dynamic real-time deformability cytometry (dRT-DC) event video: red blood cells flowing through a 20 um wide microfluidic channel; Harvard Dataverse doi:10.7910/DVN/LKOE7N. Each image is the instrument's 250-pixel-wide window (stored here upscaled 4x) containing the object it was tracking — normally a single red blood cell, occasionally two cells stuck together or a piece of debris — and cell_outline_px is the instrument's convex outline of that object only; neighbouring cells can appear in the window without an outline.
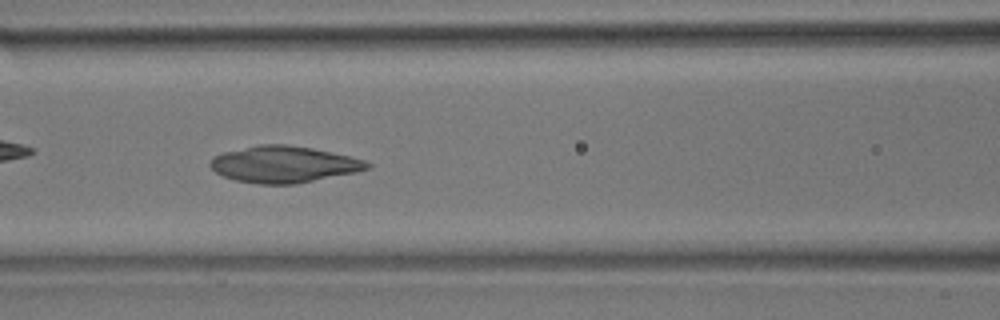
{"species": "common noctule bat (a hibernating species)", "species_latin": "Nyctalus noctula", "temperature_condition": "room temperature", "stored_images_in_passage": 50, "camera_frame_rate_fps": 3000, "um_per_image_px": 0.085, "animal": {"sex": "male", "body_mass_g": 17.9}, "frame": {"image": 1, "passage_image": 21, "time_ms": 6.667, "image_size_px": [1000, 320], "cell_outline_px": [[372, 168], [356, 172], [296, 184], [260, 184], [236, 180], [224, 176], [216, 172], [208, 164], [212, 156], [224, 152], [260, 144], [284, 144], [312, 148], [348, 156], [364, 160], [372, 164]], "centroid_in_image_um": [24.12, 13.97], "position_along_channel_um": 142.5, "area_um2": 33.29}}
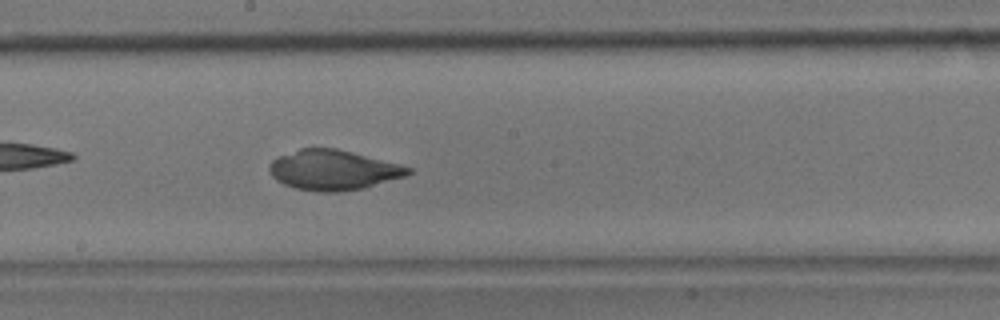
{"frame": {"image": 2, "passage_image": 27, "time_ms": 8.667, "image_size_px": [1000, 320], "cell_outline_px": [[412, 172], [408, 176], [364, 188], [340, 192], [316, 192], [296, 188], [284, 184], [276, 180], [272, 176], [268, 168], [268, 164], [272, 160], [280, 156], [300, 148], [336, 148], [400, 164], [412, 168]], "centroid_in_image_um": [28.34, 14.46], "position_along_channel_um": 219.9, "area_um2": 32.54}}
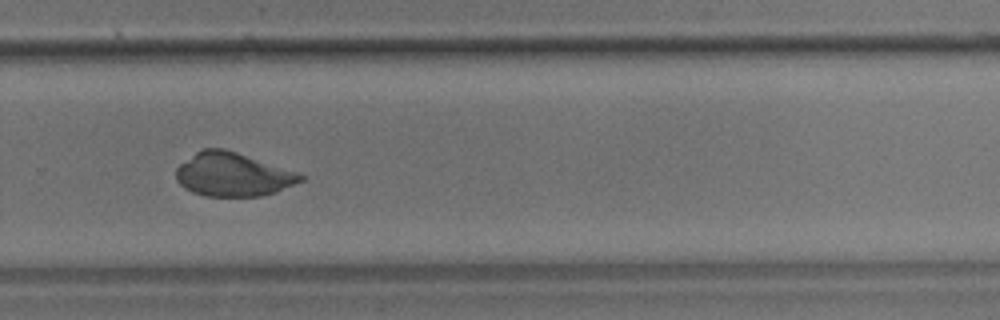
{"frame": {"image": 3, "passage_image": 34, "time_ms": 11.0, "image_size_px": [1000, 320], "cell_outline_px": [[304, 180], [276, 192], [260, 196], [204, 196], [192, 192], [184, 188], [176, 180], [176, 168], [180, 164], [200, 148], [224, 148], [296, 172], [304, 176]], "centroid_in_image_um": [19.75, 14.84], "position_along_channel_um": 310.1, "area_um2": 31.5}}